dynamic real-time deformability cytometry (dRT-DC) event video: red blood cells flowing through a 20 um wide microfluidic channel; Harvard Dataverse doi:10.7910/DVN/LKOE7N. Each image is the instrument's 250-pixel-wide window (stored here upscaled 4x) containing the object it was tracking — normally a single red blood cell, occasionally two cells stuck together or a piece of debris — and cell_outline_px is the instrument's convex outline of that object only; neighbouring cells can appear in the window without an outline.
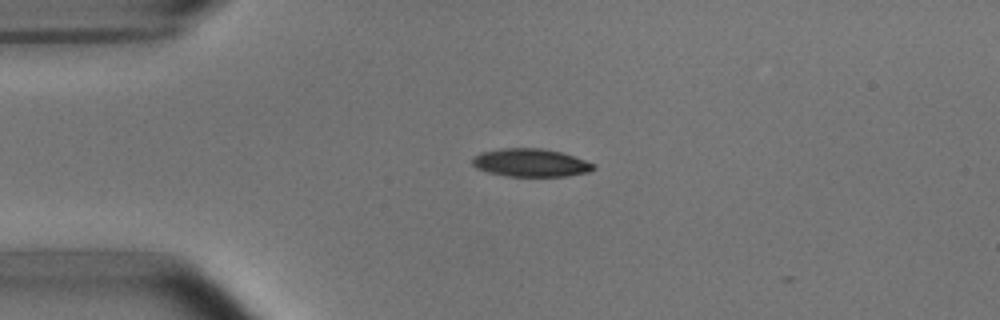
{"species": "common noctule bat (a hibernating species)", "species_latin": "Nyctalus noctula", "temperature_condition": "room temperature", "stored_images_in_passage": 2, "camera_frame_rate_fps": 3000, "um_per_image_px": 0.085, "animal": {"sex": "male", "body_mass_g": 15.6}, "frame": {"image": 1, "passage_image": 1, "time_ms": 0.0, "image_size_px": [1000, 320], "cell_outline_px": [[596, 168], [588, 172], [568, 176], [508, 176], [488, 172], [476, 168], [472, 164], [472, 156], [480, 152], [500, 148], [544, 148], [560, 152], [596, 164]], "centroid_in_image_um": [45.08, 13.83], "position_along_channel_um": 39.9, "area_um2": 19.88}}